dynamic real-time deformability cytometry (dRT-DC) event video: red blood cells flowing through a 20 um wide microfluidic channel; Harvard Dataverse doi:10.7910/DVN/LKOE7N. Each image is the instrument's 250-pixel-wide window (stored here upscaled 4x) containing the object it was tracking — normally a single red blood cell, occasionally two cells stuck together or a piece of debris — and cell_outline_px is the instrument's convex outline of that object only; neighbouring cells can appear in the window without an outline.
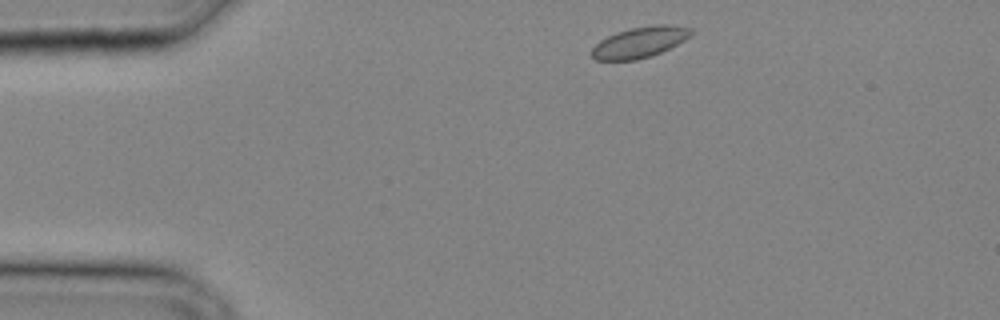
{"species": "common noctule bat (a hibernating species)", "species_latin": "Nyctalus noctula", "temperature_condition": "cold", "stored_images_in_passage": 24, "camera_frame_rate_fps": 3000, "um_per_image_px": 0.085, "animal": {"sex": "male", "body_mass_g": 20.4}, "frame": {"image": 1, "passage_image": 1, "time_ms": 0.0, "image_size_px": [1000, 320], "cell_outline_px": [[692, 32], [684, 40], [652, 56], [636, 60], [596, 60], [592, 56], [592, 48], [600, 40], [616, 32], [632, 28], [656, 24], [672, 24], [692, 28]], "centroid_in_image_um": [54.37, 3.58], "position_along_channel_um": 30.6, "area_um2": 17.69}}
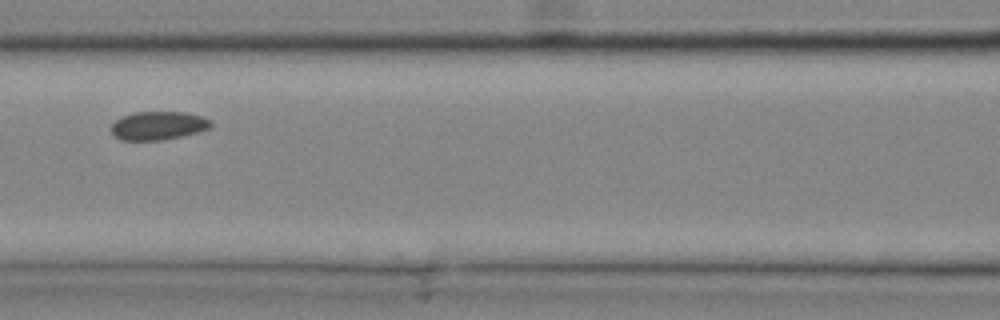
{"frame": {"image": 2, "passage_image": 10, "time_ms": 3.0, "image_size_px": [1000, 320], "cell_outline_px": [[212, 124], [208, 128], [196, 132], [164, 140], [120, 140], [112, 136], [112, 124], [116, 120], [124, 116], [136, 112], [184, 112], [200, 116], [212, 120]], "centroid_in_image_um": [13.42, 10.68], "position_along_channel_um": 153.2, "area_um2": 16.36}}
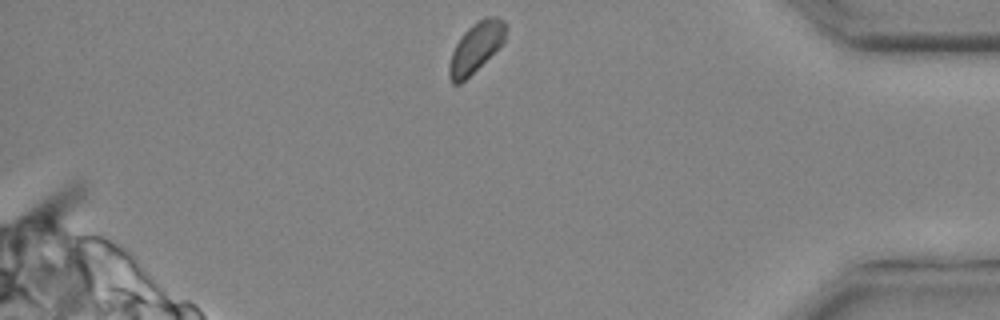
{"frame": {"image": 3, "passage_image": 24, "time_ms": 7.667, "image_size_px": [1000, 320], "cell_outline_px": [[504, 40], [460, 84], [452, 84], [448, 76], [448, 64], [452, 52], [460, 36], [472, 24], [484, 16], [496, 16], [504, 20]], "centroid_in_image_um": [40.38, 4.01], "position_along_channel_um": 394.8, "area_um2": 15.9}}